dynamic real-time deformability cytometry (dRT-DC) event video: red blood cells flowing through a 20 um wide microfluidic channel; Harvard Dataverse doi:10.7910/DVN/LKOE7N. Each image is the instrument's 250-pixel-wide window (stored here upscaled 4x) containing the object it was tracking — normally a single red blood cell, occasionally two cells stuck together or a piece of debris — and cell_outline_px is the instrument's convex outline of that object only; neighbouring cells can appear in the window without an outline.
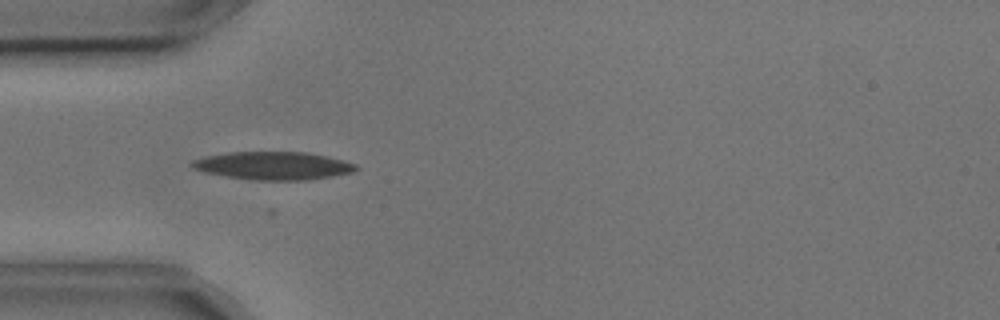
{"species": "common noctule bat (a hibernating species)", "species_latin": "Nyctalus noctula", "temperature_condition": "cold", "stored_images_in_passage": 33, "camera_frame_rate_fps": 3000, "um_per_image_px": 0.085, "animal": {"sex": "male", "body_mass_g": 17.9, "forearm_length_mm": 54.2}, "frame": {"image": 1, "passage_image": 14, "time_ms": 4.333, "image_size_px": [1000, 320], "cell_outline_px": [[360, 168], [352, 172], [332, 176], [308, 180], [252, 180], [204, 172], [192, 168], [192, 160], [208, 156], [228, 152], [308, 152], [328, 156], [344, 160], [356, 164]], "centroid_in_image_um": [23.28, 14.08], "position_along_channel_um": 61.7, "area_um2": 26.7}}
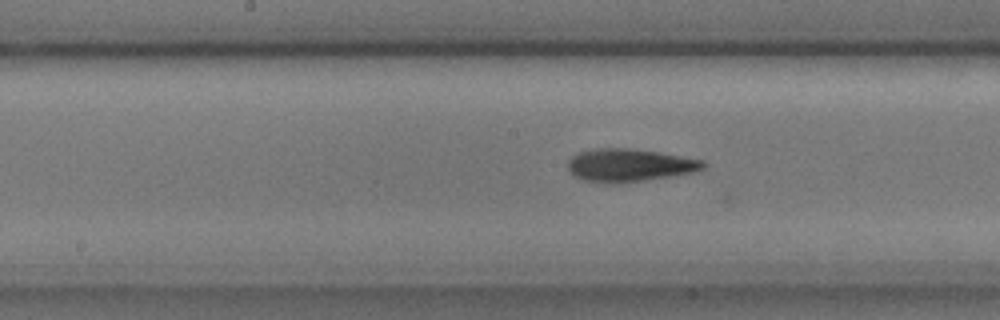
{"frame": {"image": 2, "passage_image": 25, "time_ms": 8.0, "image_size_px": [1000, 320], "cell_outline_px": [[708, 164], [704, 168], [692, 172], [672, 176], [620, 184], [608, 184], [584, 180], [572, 176], [568, 168], [568, 160], [572, 156], [580, 152], [596, 148], [628, 148], [656, 152], [704, 160]], "centroid_in_image_um": [53.47, 14.06], "position_along_channel_um": 194.7, "area_um2": 26.07}}
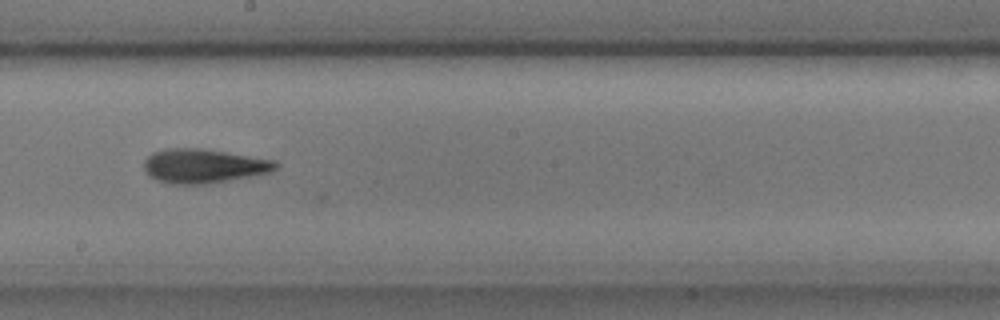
{"frame": {"image": 3, "passage_image": 28, "time_ms": 9.0, "image_size_px": [1000, 320], "cell_outline_px": [[280, 164], [276, 168], [268, 172], [248, 176], [204, 184], [168, 184], [156, 180], [148, 176], [144, 172], [144, 160], [152, 152], [168, 148], [200, 148], [276, 160]], "centroid_in_image_um": [17.24, 14.1], "position_along_channel_um": 231.0, "area_um2": 26.13}}